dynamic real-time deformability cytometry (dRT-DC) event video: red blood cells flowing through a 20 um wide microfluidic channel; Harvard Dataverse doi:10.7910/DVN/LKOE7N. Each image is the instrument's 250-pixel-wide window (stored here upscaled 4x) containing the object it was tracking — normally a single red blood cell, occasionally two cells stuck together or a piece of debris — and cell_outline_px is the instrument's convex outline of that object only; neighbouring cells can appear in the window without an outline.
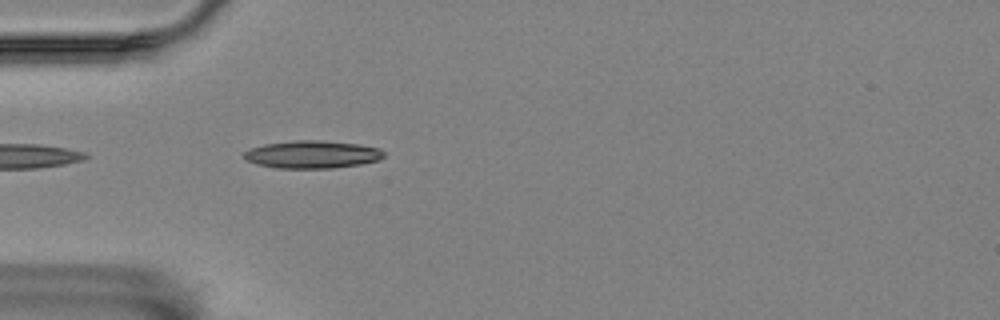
{"species": "Egyptian fruit bat (a non-hibernating species)", "species_latin": "Rousettus aegyptiacus", "temperature_condition": "room temperature", "stored_images_in_passage": 2, "camera_frame_rate_fps": 3000, "um_per_image_px": 0.085, "animal": {"sex": "female"}, "frame": {"image": 1, "passage_image": 2, "time_ms": 0.333, "image_size_px": [1000, 320], "cell_outline_px": [[384, 156], [380, 160], [360, 164], [332, 168], [276, 168], [256, 164], [248, 160], [244, 156], [244, 152], [252, 148], [264, 144], [296, 140], [324, 140], [360, 144], [380, 148], [384, 152]], "centroid_in_image_um": [26.58, 13.12], "position_along_channel_um": 58.4, "area_um2": 22.6}}